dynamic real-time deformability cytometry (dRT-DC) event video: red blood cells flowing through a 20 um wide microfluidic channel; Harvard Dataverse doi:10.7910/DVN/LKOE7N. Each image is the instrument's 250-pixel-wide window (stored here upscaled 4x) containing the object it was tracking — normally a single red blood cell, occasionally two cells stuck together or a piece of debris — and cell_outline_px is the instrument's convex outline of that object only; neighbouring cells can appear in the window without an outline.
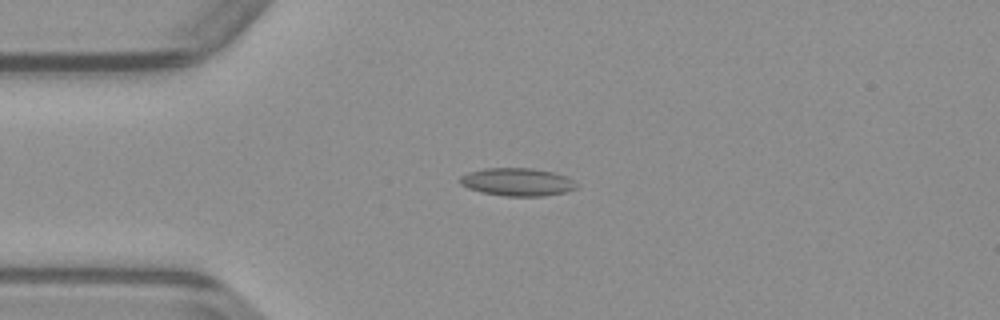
{"species": "common noctule bat (a hibernating species)", "species_latin": "Nyctalus noctula", "temperature_condition": "warm", "stored_images_in_passage": 38, "camera_frame_rate_fps": 3000, "um_per_image_px": 0.085, "animal": {"sex": "male", "body_mass_g": 23.1, "forearm_length_mm": 52.7}, "frame": {"image": 1, "passage_image": 1, "time_ms": 0.0, "image_size_px": [1000, 320], "cell_outline_px": [[576, 188], [564, 192], [544, 196], [504, 196], [480, 192], [468, 188], [460, 184], [460, 176], [468, 172], [484, 168], [532, 168], [552, 172], [568, 176], [576, 184]], "centroid_in_image_um": [43.94, 15.46], "position_along_channel_um": 41.1, "area_um2": 18.96}}
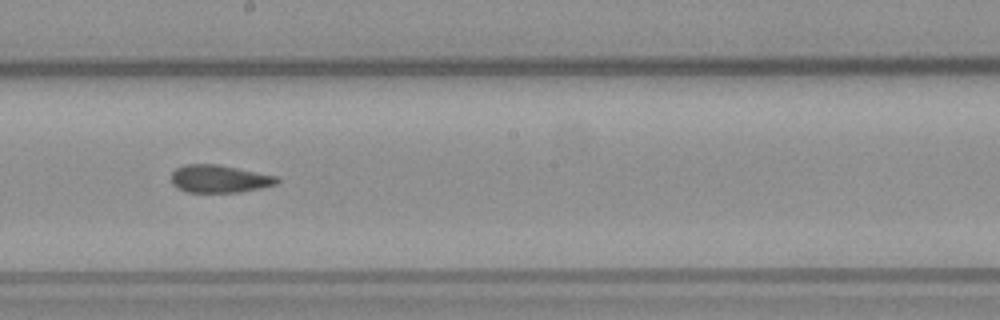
{"frame": {"image": 2, "passage_image": 16, "time_ms": 5.0, "image_size_px": [1000, 320], "cell_outline_px": [[280, 180], [276, 184], [260, 188], [240, 192], [188, 192], [172, 184], [172, 172], [176, 168], [184, 164], [220, 164], [276, 176]], "centroid_in_image_um": [18.65, 15.19], "position_along_channel_um": 229.6, "area_um2": 16.99}}
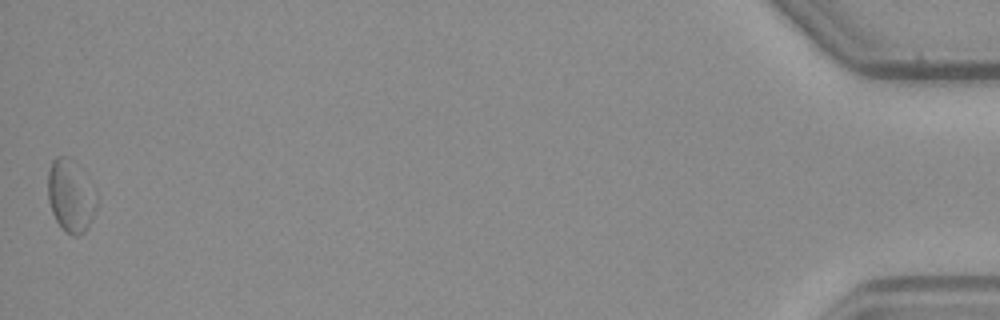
{"frame": {"image": 3, "passage_image": 38, "time_ms": 12.333, "image_size_px": [1000, 320], "cell_outline_px": [[96, 208], [84, 232], [76, 236], [72, 236], [56, 220], [52, 212], [48, 200], [48, 172], [52, 160], [56, 156], [68, 156], [72, 160], [96, 192]], "centroid_in_image_um": [5.98, 16.63], "position_along_channel_um": 429.2, "area_um2": 20.0}}